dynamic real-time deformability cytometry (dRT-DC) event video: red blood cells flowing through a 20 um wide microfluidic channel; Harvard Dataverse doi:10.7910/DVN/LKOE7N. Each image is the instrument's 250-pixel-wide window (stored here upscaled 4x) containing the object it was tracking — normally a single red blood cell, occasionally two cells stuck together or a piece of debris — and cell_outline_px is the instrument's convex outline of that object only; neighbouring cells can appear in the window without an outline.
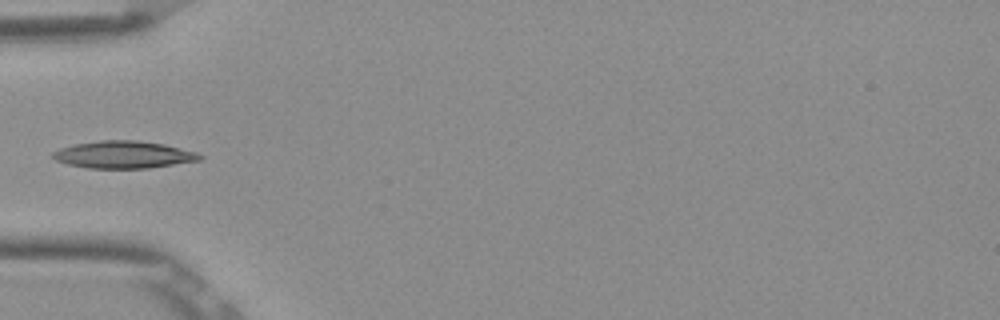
{"species": "Egyptian fruit bat (a non-hibernating species)", "species_latin": "Rousettus aegyptiacus", "temperature_condition": "room temperature", "stored_images_in_passage": 5, "camera_frame_rate_fps": 3000, "um_per_image_px": 0.085, "frame": {"image": 1, "passage_image": 5, "time_ms": 1.333, "image_size_px": [1000, 320], "cell_outline_px": [[204, 156], [200, 160], [148, 168], [88, 168], [68, 164], [56, 160], [52, 156], [52, 152], [60, 148], [76, 144], [100, 140], [136, 140], [164, 144], [196, 152]], "centroid_in_image_um": [10.5, 13.14], "position_along_channel_um": 74.5, "area_um2": 23.18}}